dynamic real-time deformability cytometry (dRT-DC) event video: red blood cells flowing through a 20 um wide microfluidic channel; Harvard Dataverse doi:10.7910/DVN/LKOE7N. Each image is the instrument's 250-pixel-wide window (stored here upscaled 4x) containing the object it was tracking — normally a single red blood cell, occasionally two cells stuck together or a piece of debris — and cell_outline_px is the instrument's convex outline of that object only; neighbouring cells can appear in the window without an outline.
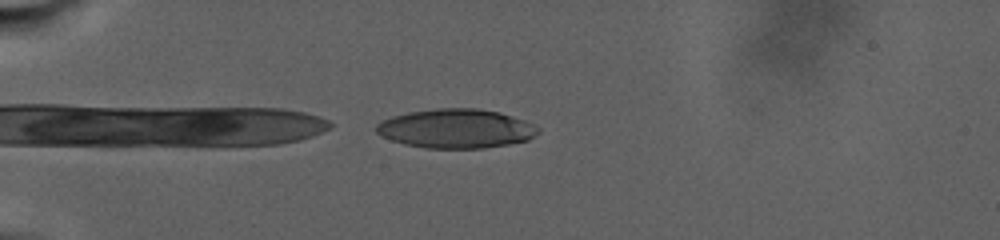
{"species": "human", "species_latin": "Homo sapiens", "temperature_condition": "warm", "stored_images_in_passage": 13, "camera_frame_rate_fps": 3000, "um_per_image_px": 0.085, "donor": {"sex": "male"}, "frame": {"image": 1, "passage_image": 3, "time_ms": 0.333, "image_size_px": [1000, 240], "cell_outline_px": [[540, 132], [528, 140], [508, 144], [484, 148], [424, 148], [404, 144], [392, 140], [376, 132], [376, 124], [380, 120], [392, 116], [408, 112], [436, 108], [476, 108], [500, 112], [524, 120], [540, 128]], "centroid_in_image_um": [38.76, 10.92], "position_along_channel_um": 46.2, "area_um2": 36.99}}